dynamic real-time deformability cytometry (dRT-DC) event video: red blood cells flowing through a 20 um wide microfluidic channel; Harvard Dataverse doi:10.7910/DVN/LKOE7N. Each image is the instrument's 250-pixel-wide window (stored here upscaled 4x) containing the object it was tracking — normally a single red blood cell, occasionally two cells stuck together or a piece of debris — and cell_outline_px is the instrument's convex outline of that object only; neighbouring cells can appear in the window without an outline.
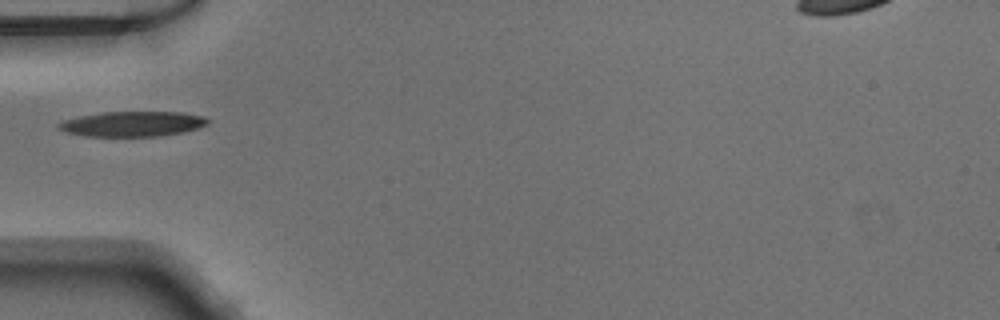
{"species": "Egyptian fruit bat (a non-hibernating species)", "species_latin": "Rousettus aegyptiacus", "temperature_condition": "warm", "stored_images_in_passage": 34, "camera_frame_rate_fps": 3000, "um_per_image_px": 0.085, "animal": {"sex": "male"}, "frame": {"image": 1, "passage_image": 1, "time_ms": 0.0, "image_size_px": [1000, 320], "cell_outline_px": [[212, 120], [208, 124], [196, 128], [180, 132], [160, 136], [88, 136], [68, 132], [56, 128], [56, 124], [64, 120], [80, 116], [104, 112], [184, 112], [204, 116]], "centroid_in_image_um": [11.29, 10.52], "position_along_channel_um": 73.7, "area_um2": 21.73}}
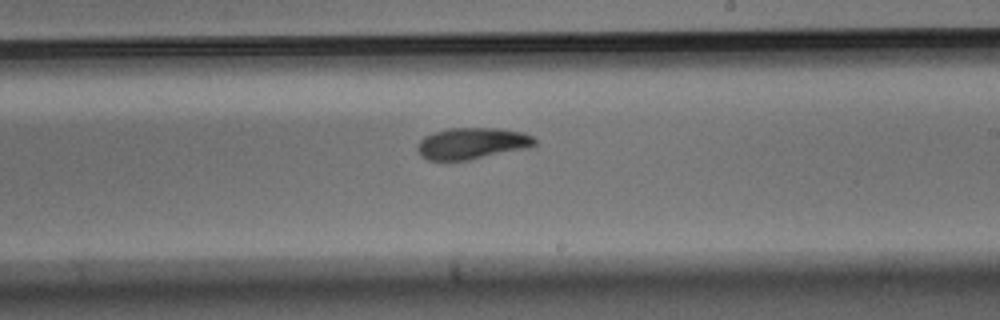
{"frame": {"image": 2, "passage_image": 14, "time_ms": 4.333, "image_size_px": [1000, 320], "cell_outline_px": [[536, 144], [528, 148], [468, 160], [428, 160], [420, 156], [416, 148], [416, 144], [424, 136], [448, 128], [496, 128], [524, 132], [532, 136], [536, 140]], "centroid_in_image_um": [40.11, 12.19], "position_along_channel_um": 248.9, "area_um2": 21.56}}
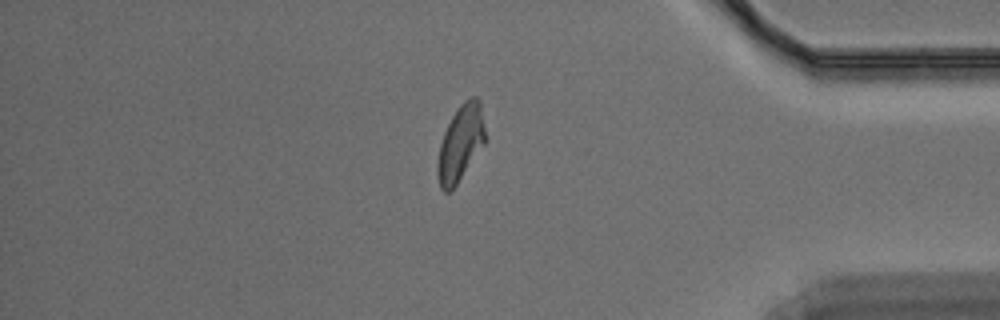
{"frame": {"image": 3, "passage_image": 27, "time_ms": 8.667, "image_size_px": [1000, 320], "cell_outline_px": [[484, 144], [456, 184], [448, 192], [444, 192], [440, 188], [436, 172], [436, 164], [440, 144], [444, 132], [452, 116], [460, 104], [464, 100], [472, 96], [476, 96], [480, 100], [484, 128]], "centroid_in_image_um": [39.12, 12.16], "position_along_channel_um": 396.1, "area_um2": 20.81}}